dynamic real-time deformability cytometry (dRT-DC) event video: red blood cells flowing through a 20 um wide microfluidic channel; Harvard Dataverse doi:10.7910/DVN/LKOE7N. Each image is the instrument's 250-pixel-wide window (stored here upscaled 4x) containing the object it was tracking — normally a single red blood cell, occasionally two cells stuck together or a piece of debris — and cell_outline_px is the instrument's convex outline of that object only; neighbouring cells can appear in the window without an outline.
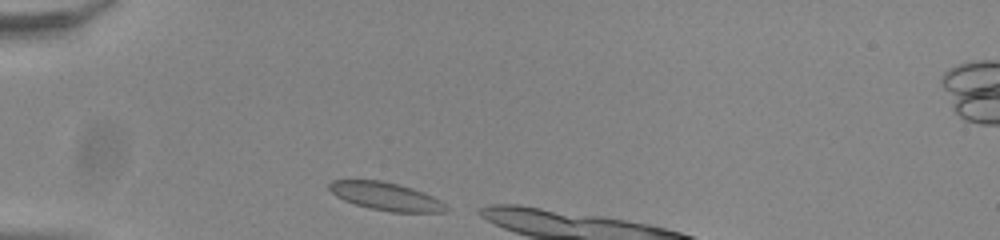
{"species": "common noctule bat (a hibernating species)", "species_latin": "Nyctalus noctula", "temperature_condition": "room temperature", "stored_images_in_passage": 6, "camera_frame_rate_fps": 3000, "um_per_image_px": 0.085, "animal": {"sex": "male", "body_mass_g": 20.0, "forearm_length_mm": 53.3}, "frame": {"image": 1, "passage_image": 1, "time_ms": 0.0, "image_size_px": [1000, 240], "cell_outline_px": [[448, 208], [444, 212], [392, 212], [372, 208], [356, 204], [344, 200], [336, 196], [328, 188], [328, 184], [332, 180], [380, 180], [400, 184], [424, 192], [448, 204]], "centroid_in_image_um": [32.83, 16.68], "position_along_channel_um": 52.2, "area_um2": 19.02}}